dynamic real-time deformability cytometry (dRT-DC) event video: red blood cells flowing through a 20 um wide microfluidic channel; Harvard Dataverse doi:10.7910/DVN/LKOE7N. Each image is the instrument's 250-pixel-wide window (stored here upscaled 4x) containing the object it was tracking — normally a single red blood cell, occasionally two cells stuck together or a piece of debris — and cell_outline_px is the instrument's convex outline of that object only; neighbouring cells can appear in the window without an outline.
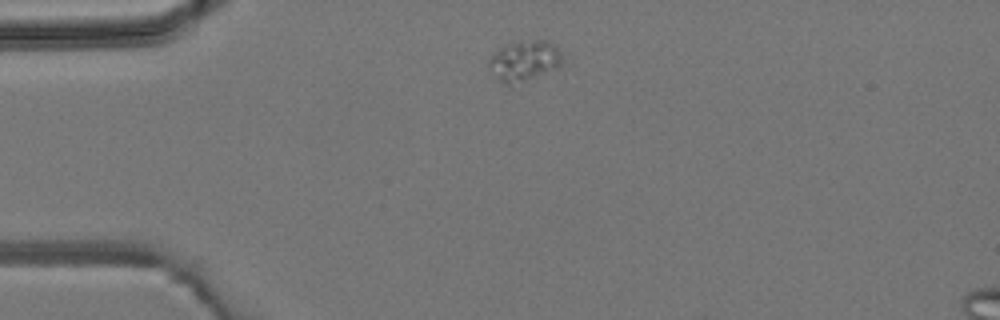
{"species": "common noctule bat (a hibernating species)", "species_latin": "Nyctalus noctula", "temperature_condition": "room temperature", "stored_images_in_passage": 4, "camera_frame_rate_fps": 3000, "um_per_image_px": 0.085, "animal": {"sex": "male", "body_mass_g": 19.2, "forearm_length_mm": 51.8}, "frame": {"image": 1, "passage_image": 1, "time_ms": 0.0, "image_size_px": [1000, 320], "cell_outline_px": [[564, 64], [560, 68], [524, 80], [508, 84], [500, 80], [488, 72], [488, 60], [500, 48], [508, 44], [520, 40], [544, 40], [556, 44], [564, 56]], "centroid_in_image_um": [44.63, 5.13], "position_along_channel_um": 40.4, "area_um2": 17.51}}
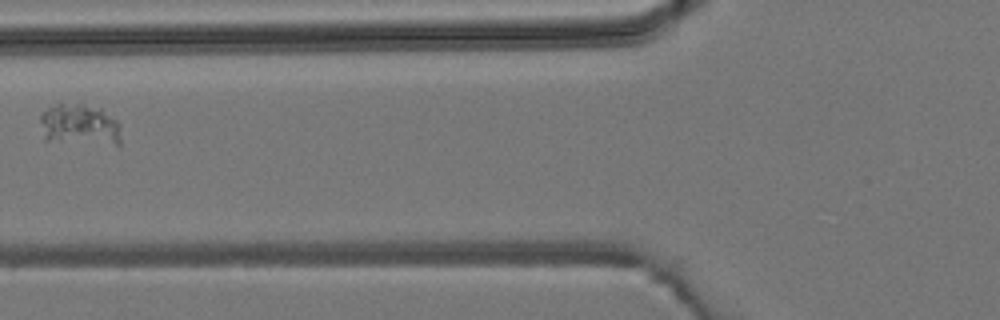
{"frame": {"image": 2, "passage_image": 3, "time_ms": 2.667, "image_size_px": [1000, 320], "cell_outline_px": [[120, 144], [116, 144], [44, 140], [40, 120], [40, 112], [52, 104], [80, 104], [100, 108], [116, 120], [120, 124]], "centroid_in_image_um": [6.72, 10.58], "position_along_channel_um": 119.1, "area_um2": 19.36}}
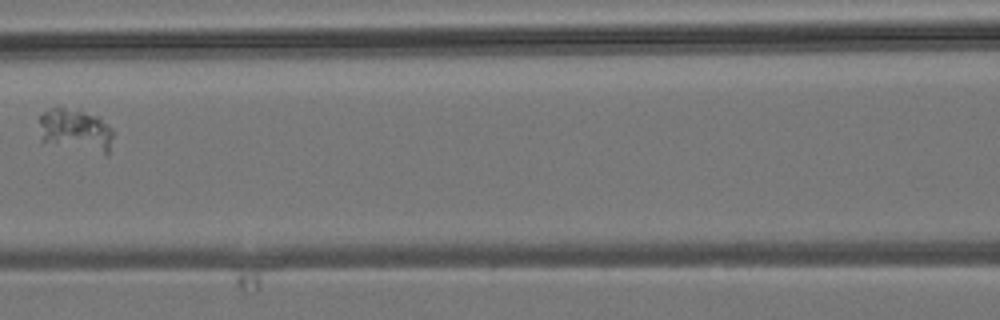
{"frame": {"image": 3, "passage_image": 4, "time_ms": 3.667, "image_size_px": [1000, 320], "cell_outline_px": [[116, 132], [108, 156], [40, 140], [40, 116], [48, 108], [60, 104], [80, 108], [100, 116]], "centroid_in_image_um": [6.5, 11.0], "position_along_channel_um": 160.1, "area_um2": 19.54}}